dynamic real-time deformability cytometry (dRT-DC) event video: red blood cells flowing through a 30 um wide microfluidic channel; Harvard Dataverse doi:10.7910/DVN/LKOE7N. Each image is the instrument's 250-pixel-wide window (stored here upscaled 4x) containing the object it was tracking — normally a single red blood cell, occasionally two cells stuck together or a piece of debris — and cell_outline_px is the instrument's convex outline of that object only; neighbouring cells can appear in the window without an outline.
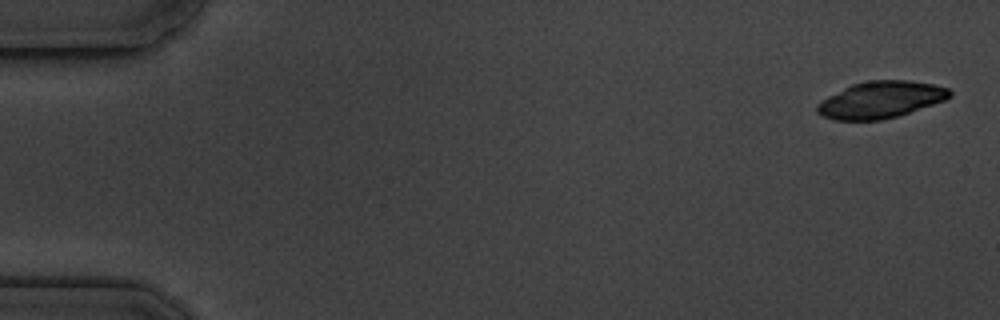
{"species": "common noctule bat (a hibernating species)", "species_latin": "Nyctalus noctula", "temperature_condition": "cold", "stored_images_in_passage": 7, "camera_frame_rate_fps": 3000, "um_per_image_px": 0.085, "animal": {"sex": "male", "body_mass_g": 19.5, "forearm_length_mm": 54.6}, "frame": {"image": 1, "passage_image": 1, "time_ms": 0.0, "image_size_px": [1000, 320], "cell_outline_px": [[952, 96], [944, 100], [896, 116], [880, 120], [836, 120], [824, 116], [816, 112], [816, 104], [820, 100], [852, 84], [868, 80], [908, 80], [932, 84], [948, 88], [952, 92]], "centroid_in_image_um": [74.83, 8.47], "position_along_channel_um": 10.2, "area_um2": 28.15}}